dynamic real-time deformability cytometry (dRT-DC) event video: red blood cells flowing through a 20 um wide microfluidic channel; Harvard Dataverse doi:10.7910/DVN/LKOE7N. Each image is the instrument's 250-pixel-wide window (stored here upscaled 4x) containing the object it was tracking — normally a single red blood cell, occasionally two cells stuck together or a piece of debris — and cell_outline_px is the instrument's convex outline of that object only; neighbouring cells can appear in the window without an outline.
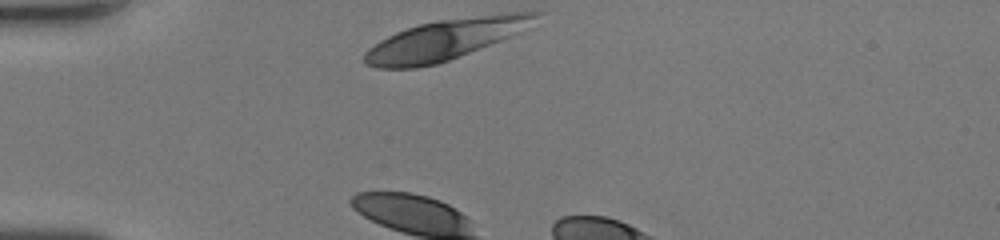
{"species": "human", "species_latin": "Homo sapiens", "temperature_condition": "room temperature", "stored_images_in_passage": 6, "camera_frame_rate_fps": 3000, "um_per_image_px": 0.085, "donor": {"sex": "female"}, "frame": {"image": 1, "passage_image": 1, "time_ms": 0.0, "image_size_px": [1000, 240], "cell_outline_px": [[544, 12], [520, 32], [500, 40], [448, 60], [436, 64], [416, 68], [376, 68], [364, 64], [364, 52], [368, 48], [380, 40], [396, 32], [420, 24], [440, 20], [508, 12]], "centroid_in_image_um": [37.78, 3.37], "position_along_channel_um": 47.2, "area_um2": 39.65}}